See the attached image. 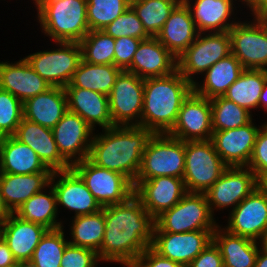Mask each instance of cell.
I'll return each instance as SVG.
<instances>
[{"label":"cell","instance_id":"52","mask_svg":"<svg viewBox=\"0 0 267 267\" xmlns=\"http://www.w3.org/2000/svg\"><path fill=\"white\" fill-rule=\"evenodd\" d=\"M254 267H267V252L259 248L256 264Z\"/></svg>","mask_w":267,"mask_h":267},{"label":"cell","instance_id":"37","mask_svg":"<svg viewBox=\"0 0 267 267\" xmlns=\"http://www.w3.org/2000/svg\"><path fill=\"white\" fill-rule=\"evenodd\" d=\"M182 0H131L130 7L141 20L146 33L156 37L170 13Z\"/></svg>","mask_w":267,"mask_h":267},{"label":"cell","instance_id":"57","mask_svg":"<svg viewBox=\"0 0 267 267\" xmlns=\"http://www.w3.org/2000/svg\"><path fill=\"white\" fill-rule=\"evenodd\" d=\"M260 17L267 25V11H265Z\"/></svg>","mask_w":267,"mask_h":267},{"label":"cell","instance_id":"19","mask_svg":"<svg viewBox=\"0 0 267 267\" xmlns=\"http://www.w3.org/2000/svg\"><path fill=\"white\" fill-rule=\"evenodd\" d=\"M50 185L55 191L57 208L62 205L74 211L73 217L93 214L102 209L85 182L72 168L53 172Z\"/></svg>","mask_w":267,"mask_h":267},{"label":"cell","instance_id":"15","mask_svg":"<svg viewBox=\"0 0 267 267\" xmlns=\"http://www.w3.org/2000/svg\"><path fill=\"white\" fill-rule=\"evenodd\" d=\"M52 131L59 153L71 166L88 158L94 130L79 115L68 110Z\"/></svg>","mask_w":267,"mask_h":267},{"label":"cell","instance_id":"40","mask_svg":"<svg viewBox=\"0 0 267 267\" xmlns=\"http://www.w3.org/2000/svg\"><path fill=\"white\" fill-rule=\"evenodd\" d=\"M79 44L83 61L114 65L115 39L104 31H89Z\"/></svg>","mask_w":267,"mask_h":267},{"label":"cell","instance_id":"6","mask_svg":"<svg viewBox=\"0 0 267 267\" xmlns=\"http://www.w3.org/2000/svg\"><path fill=\"white\" fill-rule=\"evenodd\" d=\"M218 226L205 193L187 192L176 205L155 218L154 232L184 233L215 230Z\"/></svg>","mask_w":267,"mask_h":267},{"label":"cell","instance_id":"58","mask_svg":"<svg viewBox=\"0 0 267 267\" xmlns=\"http://www.w3.org/2000/svg\"><path fill=\"white\" fill-rule=\"evenodd\" d=\"M12 267H28L27 264H23V263H17L15 266Z\"/></svg>","mask_w":267,"mask_h":267},{"label":"cell","instance_id":"24","mask_svg":"<svg viewBox=\"0 0 267 267\" xmlns=\"http://www.w3.org/2000/svg\"><path fill=\"white\" fill-rule=\"evenodd\" d=\"M47 230L40 224L20 219L14 213L2 222V238L8 244L17 263H29Z\"/></svg>","mask_w":267,"mask_h":267},{"label":"cell","instance_id":"17","mask_svg":"<svg viewBox=\"0 0 267 267\" xmlns=\"http://www.w3.org/2000/svg\"><path fill=\"white\" fill-rule=\"evenodd\" d=\"M134 195L155 219L171 209L187 193L184 180L173 176L135 180Z\"/></svg>","mask_w":267,"mask_h":267},{"label":"cell","instance_id":"31","mask_svg":"<svg viewBox=\"0 0 267 267\" xmlns=\"http://www.w3.org/2000/svg\"><path fill=\"white\" fill-rule=\"evenodd\" d=\"M213 241L220 249L224 267L255 266L259 242L231 234L221 226H218L213 232Z\"/></svg>","mask_w":267,"mask_h":267},{"label":"cell","instance_id":"16","mask_svg":"<svg viewBox=\"0 0 267 267\" xmlns=\"http://www.w3.org/2000/svg\"><path fill=\"white\" fill-rule=\"evenodd\" d=\"M214 231L154 232L151 247L161 256L187 267L213 241Z\"/></svg>","mask_w":267,"mask_h":267},{"label":"cell","instance_id":"46","mask_svg":"<svg viewBox=\"0 0 267 267\" xmlns=\"http://www.w3.org/2000/svg\"><path fill=\"white\" fill-rule=\"evenodd\" d=\"M141 41L127 36L115 39L114 65L121 70H127Z\"/></svg>","mask_w":267,"mask_h":267},{"label":"cell","instance_id":"36","mask_svg":"<svg viewBox=\"0 0 267 267\" xmlns=\"http://www.w3.org/2000/svg\"><path fill=\"white\" fill-rule=\"evenodd\" d=\"M71 222L72 239L68 241L69 244L89 248L97 253L105 232V207L93 214L73 217Z\"/></svg>","mask_w":267,"mask_h":267},{"label":"cell","instance_id":"2","mask_svg":"<svg viewBox=\"0 0 267 267\" xmlns=\"http://www.w3.org/2000/svg\"><path fill=\"white\" fill-rule=\"evenodd\" d=\"M102 132L94 133L88 159L99 167L123 174L134 184L153 133L141 126H113Z\"/></svg>","mask_w":267,"mask_h":267},{"label":"cell","instance_id":"39","mask_svg":"<svg viewBox=\"0 0 267 267\" xmlns=\"http://www.w3.org/2000/svg\"><path fill=\"white\" fill-rule=\"evenodd\" d=\"M210 101L213 131L235 129L248 124L253 119V114L223 96L212 98Z\"/></svg>","mask_w":267,"mask_h":267},{"label":"cell","instance_id":"20","mask_svg":"<svg viewBox=\"0 0 267 267\" xmlns=\"http://www.w3.org/2000/svg\"><path fill=\"white\" fill-rule=\"evenodd\" d=\"M252 119L248 124L223 131H213L211 141L227 167H247L259 128Z\"/></svg>","mask_w":267,"mask_h":267},{"label":"cell","instance_id":"11","mask_svg":"<svg viewBox=\"0 0 267 267\" xmlns=\"http://www.w3.org/2000/svg\"><path fill=\"white\" fill-rule=\"evenodd\" d=\"M113 126H140L144 79L122 70L108 96Z\"/></svg>","mask_w":267,"mask_h":267},{"label":"cell","instance_id":"28","mask_svg":"<svg viewBox=\"0 0 267 267\" xmlns=\"http://www.w3.org/2000/svg\"><path fill=\"white\" fill-rule=\"evenodd\" d=\"M182 1L190 9L198 33L228 32L238 23L230 22L235 10L233 2L237 0H194L193 4L191 0Z\"/></svg>","mask_w":267,"mask_h":267},{"label":"cell","instance_id":"44","mask_svg":"<svg viewBox=\"0 0 267 267\" xmlns=\"http://www.w3.org/2000/svg\"><path fill=\"white\" fill-rule=\"evenodd\" d=\"M99 262L94 250L68 244L63 252L60 267H98Z\"/></svg>","mask_w":267,"mask_h":267},{"label":"cell","instance_id":"25","mask_svg":"<svg viewBox=\"0 0 267 267\" xmlns=\"http://www.w3.org/2000/svg\"><path fill=\"white\" fill-rule=\"evenodd\" d=\"M68 110L79 115L93 130L113 127L108 96L89 89L65 87Z\"/></svg>","mask_w":267,"mask_h":267},{"label":"cell","instance_id":"4","mask_svg":"<svg viewBox=\"0 0 267 267\" xmlns=\"http://www.w3.org/2000/svg\"><path fill=\"white\" fill-rule=\"evenodd\" d=\"M86 9L87 0H58L37 13V20L54 42H80L90 31Z\"/></svg>","mask_w":267,"mask_h":267},{"label":"cell","instance_id":"41","mask_svg":"<svg viewBox=\"0 0 267 267\" xmlns=\"http://www.w3.org/2000/svg\"><path fill=\"white\" fill-rule=\"evenodd\" d=\"M131 0H87L90 31L102 30L130 7Z\"/></svg>","mask_w":267,"mask_h":267},{"label":"cell","instance_id":"30","mask_svg":"<svg viewBox=\"0 0 267 267\" xmlns=\"http://www.w3.org/2000/svg\"><path fill=\"white\" fill-rule=\"evenodd\" d=\"M52 172L39 156L14 136L0 138V173L26 175Z\"/></svg>","mask_w":267,"mask_h":267},{"label":"cell","instance_id":"21","mask_svg":"<svg viewBox=\"0 0 267 267\" xmlns=\"http://www.w3.org/2000/svg\"><path fill=\"white\" fill-rule=\"evenodd\" d=\"M177 70V58L156 38L142 40L126 70L146 79L169 75Z\"/></svg>","mask_w":267,"mask_h":267},{"label":"cell","instance_id":"14","mask_svg":"<svg viewBox=\"0 0 267 267\" xmlns=\"http://www.w3.org/2000/svg\"><path fill=\"white\" fill-rule=\"evenodd\" d=\"M212 133L211 101L192 91L182 102L177 121L168 134L186 142L209 140Z\"/></svg>","mask_w":267,"mask_h":267},{"label":"cell","instance_id":"5","mask_svg":"<svg viewBox=\"0 0 267 267\" xmlns=\"http://www.w3.org/2000/svg\"><path fill=\"white\" fill-rule=\"evenodd\" d=\"M185 142L168 133L153 134L142 156L136 180L173 176L183 179Z\"/></svg>","mask_w":267,"mask_h":267},{"label":"cell","instance_id":"33","mask_svg":"<svg viewBox=\"0 0 267 267\" xmlns=\"http://www.w3.org/2000/svg\"><path fill=\"white\" fill-rule=\"evenodd\" d=\"M47 188L45 191L31 196L14 214L24 221L37 223L48 230H54L64 226L61 221H57L58 208L55 191L51 185Z\"/></svg>","mask_w":267,"mask_h":267},{"label":"cell","instance_id":"55","mask_svg":"<svg viewBox=\"0 0 267 267\" xmlns=\"http://www.w3.org/2000/svg\"><path fill=\"white\" fill-rule=\"evenodd\" d=\"M35 2V5L37 6V12L39 13L47 4H50L52 2L58 1V0H33Z\"/></svg>","mask_w":267,"mask_h":267},{"label":"cell","instance_id":"54","mask_svg":"<svg viewBox=\"0 0 267 267\" xmlns=\"http://www.w3.org/2000/svg\"><path fill=\"white\" fill-rule=\"evenodd\" d=\"M267 197V174H264L258 178V186H257Z\"/></svg>","mask_w":267,"mask_h":267},{"label":"cell","instance_id":"27","mask_svg":"<svg viewBox=\"0 0 267 267\" xmlns=\"http://www.w3.org/2000/svg\"><path fill=\"white\" fill-rule=\"evenodd\" d=\"M24 118L53 129L68 111L65 88L51 87L23 103Z\"/></svg>","mask_w":267,"mask_h":267},{"label":"cell","instance_id":"43","mask_svg":"<svg viewBox=\"0 0 267 267\" xmlns=\"http://www.w3.org/2000/svg\"><path fill=\"white\" fill-rule=\"evenodd\" d=\"M107 35L114 39L123 36L134 37L141 40H146L150 36L146 33L141 20L137 17L135 11L129 7L113 22L102 29Z\"/></svg>","mask_w":267,"mask_h":267},{"label":"cell","instance_id":"22","mask_svg":"<svg viewBox=\"0 0 267 267\" xmlns=\"http://www.w3.org/2000/svg\"><path fill=\"white\" fill-rule=\"evenodd\" d=\"M14 137L28 145L52 172L71 169L58 151L52 129L23 118Z\"/></svg>","mask_w":267,"mask_h":267},{"label":"cell","instance_id":"9","mask_svg":"<svg viewBox=\"0 0 267 267\" xmlns=\"http://www.w3.org/2000/svg\"><path fill=\"white\" fill-rule=\"evenodd\" d=\"M229 54V32L198 33L195 41L177 58V70L194 84L197 81L194 75H203L212 65Z\"/></svg>","mask_w":267,"mask_h":267},{"label":"cell","instance_id":"3","mask_svg":"<svg viewBox=\"0 0 267 267\" xmlns=\"http://www.w3.org/2000/svg\"><path fill=\"white\" fill-rule=\"evenodd\" d=\"M193 91L192 84L178 71L144 79V101L140 126L153 134L169 133L182 102Z\"/></svg>","mask_w":267,"mask_h":267},{"label":"cell","instance_id":"47","mask_svg":"<svg viewBox=\"0 0 267 267\" xmlns=\"http://www.w3.org/2000/svg\"><path fill=\"white\" fill-rule=\"evenodd\" d=\"M187 267H224L219 247L214 241L210 242Z\"/></svg>","mask_w":267,"mask_h":267},{"label":"cell","instance_id":"42","mask_svg":"<svg viewBox=\"0 0 267 267\" xmlns=\"http://www.w3.org/2000/svg\"><path fill=\"white\" fill-rule=\"evenodd\" d=\"M23 118V102L0 88V138L14 136Z\"/></svg>","mask_w":267,"mask_h":267},{"label":"cell","instance_id":"38","mask_svg":"<svg viewBox=\"0 0 267 267\" xmlns=\"http://www.w3.org/2000/svg\"><path fill=\"white\" fill-rule=\"evenodd\" d=\"M63 229L64 227L46 231L35 248L28 267H60L63 252L69 244Z\"/></svg>","mask_w":267,"mask_h":267},{"label":"cell","instance_id":"1","mask_svg":"<svg viewBox=\"0 0 267 267\" xmlns=\"http://www.w3.org/2000/svg\"><path fill=\"white\" fill-rule=\"evenodd\" d=\"M155 219L133 194L127 201L105 207V232L97 252L100 261L133 267L152 245Z\"/></svg>","mask_w":267,"mask_h":267},{"label":"cell","instance_id":"51","mask_svg":"<svg viewBox=\"0 0 267 267\" xmlns=\"http://www.w3.org/2000/svg\"><path fill=\"white\" fill-rule=\"evenodd\" d=\"M11 214L12 212L8 209L7 205L4 202L0 188V222H3Z\"/></svg>","mask_w":267,"mask_h":267},{"label":"cell","instance_id":"7","mask_svg":"<svg viewBox=\"0 0 267 267\" xmlns=\"http://www.w3.org/2000/svg\"><path fill=\"white\" fill-rule=\"evenodd\" d=\"M226 168L211 139L185 142L183 180L187 192L205 193Z\"/></svg>","mask_w":267,"mask_h":267},{"label":"cell","instance_id":"10","mask_svg":"<svg viewBox=\"0 0 267 267\" xmlns=\"http://www.w3.org/2000/svg\"><path fill=\"white\" fill-rule=\"evenodd\" d=\"M71 168L85 182L102 208L124 203L134 194L133 183L126 176L99 167L88 158L74 163Z\"/></svg>","mask_w":267,"mask_h":267},{"label":"cell","instance_id":"18","mask_svg":"<svg viewBox=\"0 0 267 267\" xmlns=\"http://www.w3.org/2000/svg\"><path fill=\"white\" fill-rule=\"evenodd\" d=\"M227 232L259 240L267 230V197L257 187L229 213Z\"/></svg>","mask_w":267,"mask_h":267},{"label":"cell","instance_id":"50","mask_svg":"<svg viewBox=\"0 0 267 267\" xmlns=\"http://www.w3.org/2000/svg\"><path fill=\"white\" fill-rule=\"evenodd\" d=\"M244 2L252 12V16L260 17L265 11H267V0H240Z\"/></svg>","mask_w":267,"mask_h":267},{"label":"cell","instance_id":"8","mask_svg":"<svg viewBox=\"0 0 267 267\" xmlns=\"http://www.w3.org/2000/svg\"><path fill=\"white\" fill-rule=\"evenodd\" d=\"M55 43L59 48L38 51L24 59L51 87L65 88L70 84L82 59L81 47L79 42Z\"/></svg>","mask_w":267,"mask_h":267},{"label":"cell","instance_id":"35","mask_svg":"<svg viewBox=\"0 0 267 267\" xmlns=\"http://www.w3.org/2000/svg\"><path fill=\"white\" fill-rule=\"evenodd\" d=\"M266 77L267 70L244 69L238 79L229 86L223 97L252 114L251 110L259 108V99Z\"/></svg>","mask_w":267,"mask_h":267},{"label":"cell","instance_id":"13","mask_svg":"<svg viewBox=\"0 0 267 267\" xmlns=\"http://www.w3.org/2000/svg\"><path fill=\"white\" fill-rule=\"evenodd\" d=\"M257 186L258 179L248 167H227L205 192L212 214L230 206L233 210Z\"/></svg>","mask_w":267,"mask_h":267},{"label":"cell","instance_id":"12","mask_svg":"<svg viewBox=\"0 0 267 267\" xmlns=\"http://www.w3.org/2000/svg\"><path fill=\"white\" fill-rule=\"evenodd\" d=\"M252 21H238L229 29L231 53L244 69L267 70V25L258 16Z\"/></svg>","mask_w":267,"mask_h":267},{"label":"cell","instance_id":"29","mask_svg":"<svg viewBox=\"0 0 267 267\" xmlns=\"http://www.w3.org/2000/svg\"><path fill=\"white\" fill-rule=\"evenodd\" d=\"M53 172H38L26 175L0 173V188L8 209L16 210L31 196L50 185Z\"/></svg>","mask_w":267,"mask_h":267},{"label":"cell","instance_id":"49","mask_svg":"<svg viewBox=\"0 0 267 267\" xmlns=\"http://www.w3.org/2000/svg\"><path fill=\"white\" fill-rule=\"evenodd\" d=\"M17 264L8 244L3 238L0 239V267H12Z\"/></svg>","mask_w":267,"mask_h":267},{"label":"cell","instance_id":"56","mask_svg":"<svg viewBox=\"0 0 267 267\" xmlns=\"http://www.w3.org/2000/svg\"><path fill=\"white\" fill-rule=\"evenodd\" d=\"M259 242L262 246L260 249L267 252V230L262 234Z\"/></svg>","mask_w":267,"mask_h":267},{"label":"cell","instance_id":"32","mask_svg":"<svg viewBox=\"0 0 267 267\" xmlns=\"http://www.w3.org/2000/svg\"><path fill=\"white\" fill-rule=\"evenodd\" d=\"M243 70L240 61L231 53L212 65L203 74L205 77L200 84H192L193 92L208 99L223 96Z\"/></svg>","mask_w":267,"mask_h":267},{"label":"cell","instance_id":"26","mask_svg":"<svg viewBox=\"0 0 267 267\" xmlns=\"http://www.w3.org/2000/svg\"><path fill=\"white\" fill-rule=\"evenodd\" d=\"M197 35L190 9L181 1L170 13L156 38L179 58L195 41Z\"/></svg>","mask_w":267,"mask_h":267},{"label":"cell","instance_id":"48","mask_svg":"<svg viewBox=\"0 0 267 267\" xmlns=\"http://www.w3.org/2000/svg\"><path fill=\"white\" fill-rule=\"evenodd\" d=\"M133 267H183L180 263L161 256L151 246L145 249Z\"/></svg>","mask_w":267,"mask_h":267},{"label":"cell","instance_id":"23","mask_svg":"<svg viewBox=\"0 0 267 267\" xmlns=\"http://www.w3.org/2000/svg\"><path fill=\"white\" fill-rule=\"evenodd\" d=\"M0 88L24 103L51 86L23 58L15 63L0 62Z\"/></svg>","mask_w":267,"mask_h":267},{"label":"cell","instance_id":"53","mask_svg":"<svg viewBox=\"0 0 267 267\" xmlns=\"http://www.w3.org/2000/svg\"><path fill=\"white\" fill-rule=\"evenodd\" d=\"M259 107H263L267 111V77L265 78L264 87L260 95Z\"/></svg>","mask_w":267,"mask_h":267},{"label":"cell","instance_id":"45","mask_svg":"<svg viewBox=\"0 0 267 267\" xmlns=\"http://www.w3.org/2000/svg\"><path fill=\"white\" fill-rule=\"evenodd\" d=\"M257 179L267 174V123L260 128L247 166Z\"/></svg>","mask_w":267,"mask_h":267},{"label":"cell","instance_id":"34","mask_svg":"<svg viewBox=\"0 0 267 267\" xmlns=\"http://www.w3.org/2000/svg\"><path fill=\"white\" fill-rule=\"evenodd\" d=\"M121 71L115 65L90 64L81 59L70 84L66 87L89 89L109 96Z\"/></svg>","mask_w":267,"mask_h":267},{"label":"cell","instance_id":"59","mask_svg":"<svg viewBox=\"0 0 267 267\" xmlns=\"http://www.w3.org/2000/svg\"><path fill=\"white\" fill-rule=\"evenodd\" d=\"M2 238V222H0V239Z\"/></svg>","mask_w":267,"mask_h":267}]
</instances>
